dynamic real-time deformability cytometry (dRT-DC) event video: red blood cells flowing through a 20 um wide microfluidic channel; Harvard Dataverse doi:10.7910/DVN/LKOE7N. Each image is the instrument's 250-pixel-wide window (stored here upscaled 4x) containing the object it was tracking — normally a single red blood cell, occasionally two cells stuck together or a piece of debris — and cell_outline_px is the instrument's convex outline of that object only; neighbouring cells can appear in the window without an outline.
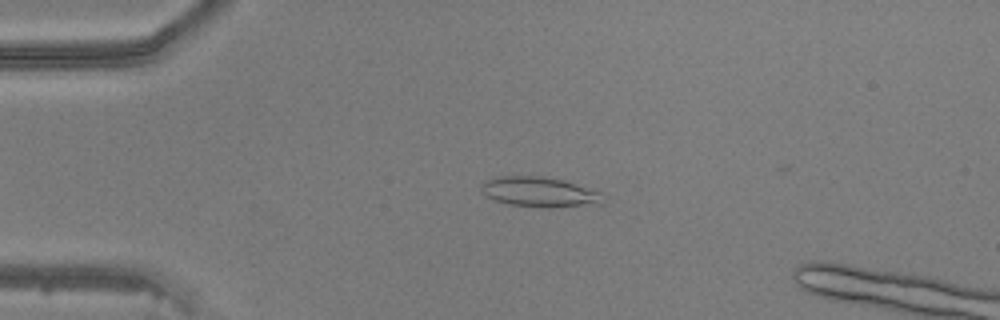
{"species": "common noctule bat (a hibernating species)", "species_latin": "Nyctalus noctula", "temperature_condition": "warm", "stored_images_in_passage": 11, "camera_frame_rate_fps": 3000, "um_per_image_px": 0.085, "animal": {"sex": "male", "body_mass_g": 20.5, "forearm_length_mm": 52.5}, "frame": {"image": 1, "passage_image": 7, "time_ms": 2.0, "image_size_px": [1000, 320], "cell_outline_px": [[604, 204], [548, 208], [544, 208], [508, 204], [496, 200], [480, 192], [480, 184], [484, 180], [500, 176], [544, 176], [564, 180], [600, 192], [604, 196]], "centroid_in_image_um": [45.86, 16.32], "position_along_channel_um": 39.1, "area_um2": 21.62}}